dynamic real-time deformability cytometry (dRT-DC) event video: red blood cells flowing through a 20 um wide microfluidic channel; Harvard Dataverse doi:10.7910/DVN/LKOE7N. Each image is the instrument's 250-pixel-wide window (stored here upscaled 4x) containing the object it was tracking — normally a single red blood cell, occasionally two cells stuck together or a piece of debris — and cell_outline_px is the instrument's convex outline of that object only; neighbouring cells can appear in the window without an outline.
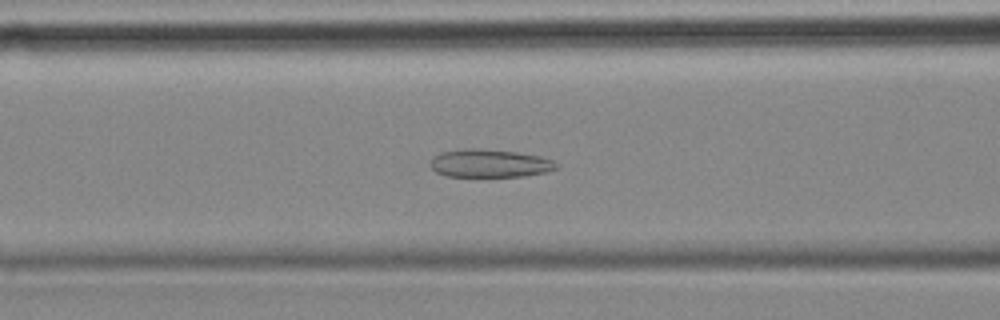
{"species": "common noctule bat (a hibernating species)", "species_latin": "Nyctalus noctula", "temperature_condition": "cold", "stored_images_in_passage": 56, "camera_frame_rate_fps": 3000, "um_per_image_px": 0.085, "animal": {"sex": "female", "body_mass_g": 18.4}, "frame": {"image": 1, "passage_image": 22, "time_ms": 7.0, "image_size_px": [1000, 320], "cell_outline_px": [[560, 168], [544, 172], [524, 176], [448, 176], [436, 172], [432, 168], [432, 156], [440, 152], [464, 148], [476, 148], [516, 152], [540, 156], [552, 160], [560, 164]], "centroid_in_image_um": [41.65, 13.87], "position_along_channel_um": 125.0, "area_um2": 20.58}}
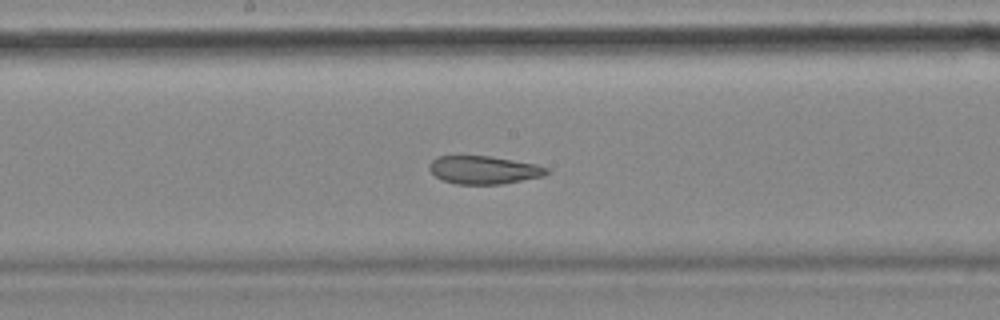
{"frame": {"image": 2, "passage_image": 29, "time_ms": 9.333, "image_size_px": [1000, 320], "cell_outline_px": [[548, 172], [544, 176], [504, 184], [456, 184], [444, 180], [436, 176], [428, 168], [428, 164], [436, 156], [492, 156], [536, 164], [548, 168]], "centroid_in_image_um": [41.13, 14.44], "position_along_channel_um": 207.1, "area_um2": 19.25}}
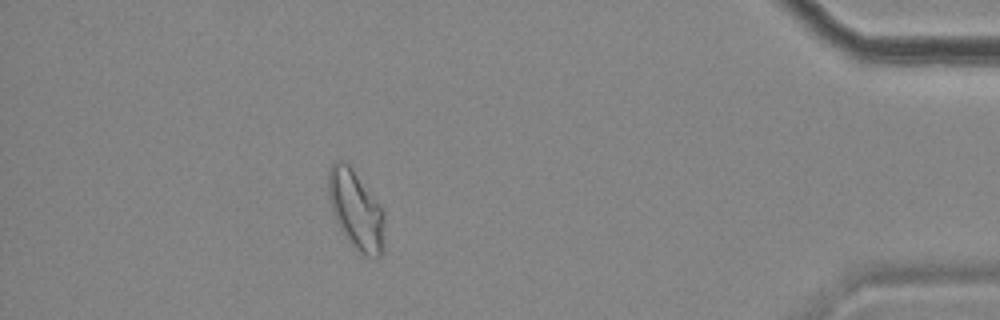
{"frame": {"image": 3, "passage_image": 50, "time_ms": 16.333, "image_size_px": [1000, 320], "cell_outline_px": [[384, 224], [380, 256], [376, 260], [364, 256], [352, 248], [336, 224], [328, 200], [328, 172], [332, 164], [336, 160], [340, 160], [348, 164], [352, 168], [380, 204], [384, 212]], "centroid_in_image_um": [30.22, 17.88], "position_along_channel_um": 405.0, "area_um2": 26.18}, "authors_computed_cell_mechanics": {"area_um2": 23.4379, "velocity_mm_per_s": 3.537, "shape_relaxation_time_tau1_ms": null, "shape_relaxation_time_tau2_ms": 2.4847, "deformation_change_tau1": null, "deformation_change_tau2": 0.09}}